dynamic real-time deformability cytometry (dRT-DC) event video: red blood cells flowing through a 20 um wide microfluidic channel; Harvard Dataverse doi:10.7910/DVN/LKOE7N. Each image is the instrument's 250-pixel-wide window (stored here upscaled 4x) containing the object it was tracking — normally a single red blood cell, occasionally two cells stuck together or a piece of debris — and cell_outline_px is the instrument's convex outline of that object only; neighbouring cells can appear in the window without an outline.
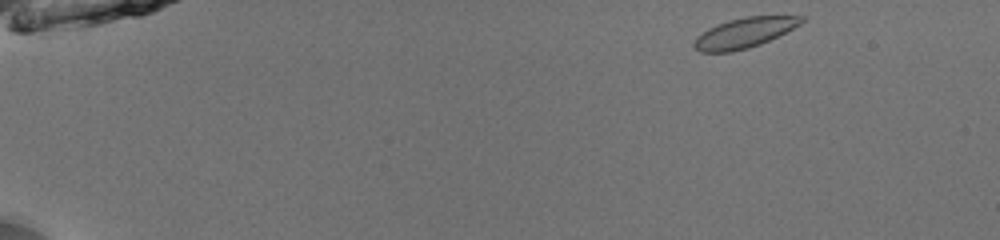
{"species": "common noctule bat (a hibernating species)", "species_latin": "Nyctalus noctula", "temperature_condition": "room temperature", "stored_images_in_passage": 47, "camera_frame_rate_fps": 3000, "um_per_image_px": 0.085, "animal": {"sex": "male", "body_mass_g": 13.0, "forearm_length_mm": 53.1}, "frame": {"image": 1, "passage_image": 1, "time_ms": 0.0, "image_size_px": [1000, 240], "cell_outline_px": [[804, 20], [800, 24], [760, 44], [748, 48], [732, 52], [700, 52], [692, 44], [696, 36], [708, 28], [716, 24], [728, 20], [744, 16], [804, 16]], "centroid_in_image_um": [63.21, 2.79], "position_along_channel_um": 21.8, "area_um2": 18.67}}
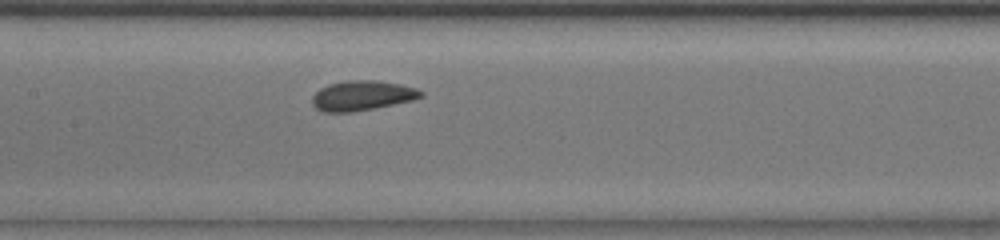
{"frame": {"image": 2, "passage_image": 22, "time_ms": 7.0, "image_size_px": [1000, 240], "cell_outline_px": [[424, 96], [412, 100], [352, 112], [324, 112], [316, 108], [312, 104], [312, 96], [320, 88], [328, 84], [348, 80], [376, 80], [400, 84], [416, 88], [424, 92]], "centroid_in_image_um": [30.77, 8.11], "position_along_channel_um": 176.6, "area_um2": 18.84}}
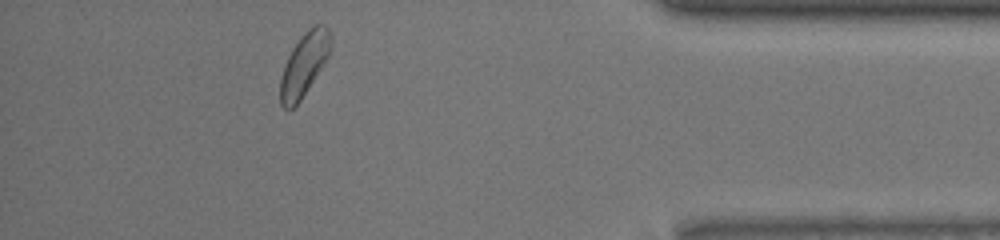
{"frame": {"image": 3, "passage_image": 42, "time_ms": 13.667, "image_size_px": [1000, 240], "cell_outline_px": [[332, 52], [300, 100], [292, 108], [284, 108], [280, 104], [280, 80], [284, 64], [292, 48], [300, 36], [308, 28], [316, 24], [324, 24], [328, 28], [332, 36]], "centroid_in_image_um": [25.88, 5.42], "position_along_channel_um": 409.3, "area_um2": 18.73}, "authors_computed_cell_mechanics": {"area_um2": 18.6694, "velocity_mm_per_s": 3.9603, "shape_relaxation_time_tau1_ms": 2.5845, "shape_relaxation_time_tau2_ms": 0.8815, "deformation_change_tau1": 0.0887, "deformation_change_tau2": 0.0652}}